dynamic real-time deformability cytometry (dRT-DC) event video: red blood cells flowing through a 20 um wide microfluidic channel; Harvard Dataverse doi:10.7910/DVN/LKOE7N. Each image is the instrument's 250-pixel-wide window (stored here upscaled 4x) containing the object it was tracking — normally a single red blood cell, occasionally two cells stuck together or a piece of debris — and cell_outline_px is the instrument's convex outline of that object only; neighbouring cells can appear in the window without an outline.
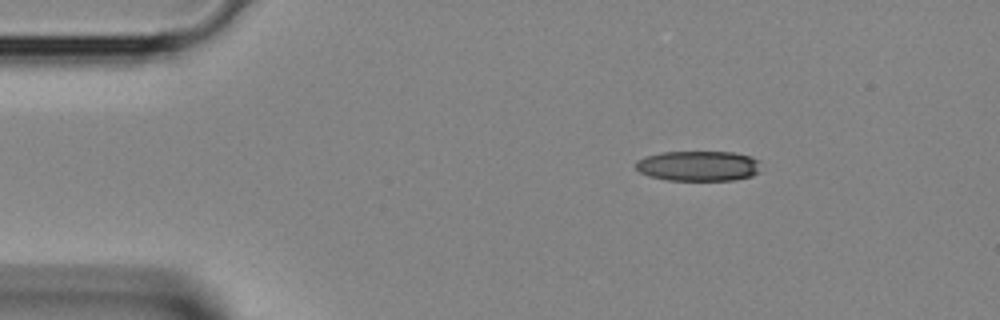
{"species": "Egyptian fruit bat (a non-hibernating species)", "species_latin": "Rousettus aegyptiacus", "temperature_condition": "room temperature", "stored_images_in_passage": 2, "camera_frame_rate_fps": 3000, "um_per_image_px": 0.085, "animal": {"sex": "female"}, "frame": {"image": 1, "passage_image": 1, "time_ms": 0.0, "image_size_px": [1000, 320], "cell_outline_px": [[760, 172], [752, 176], [732, 180], [668, 180], [648, 176], [640, 172], [636, 168], [636, 160], [644, 156], [660, 152], [732, 152], [752, 156], [756, 160]], "centroid_in_image_um": [59.32, 14.1], "position_along_channel_um": 25.7, "area_um2": 22.08}}